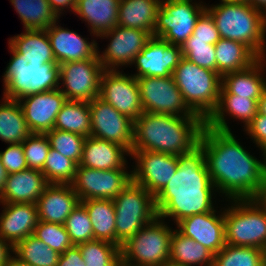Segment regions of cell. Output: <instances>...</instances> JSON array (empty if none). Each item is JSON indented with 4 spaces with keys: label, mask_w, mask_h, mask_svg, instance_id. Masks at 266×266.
<instances>
[{
    "label": "cell",
    "mask_w": 266,
    "mask_h": 266,
    "mask_svg": "<svg viewBox=\"0 0 266 266\" xmlns=\"http://www.w3.org/2000/svg\"><path fill=\"white\" fill-rule=\"evenodd\" d=\"M217 210L189 216L174 226L182 235L192 238L216 255L226 244L224 207L220 206Z\"/></svg>",
    "instance_id": "19"
},
{
    "label": "cell",
    "mask_w": 266,
    "mask_h": 266,
    "mask_svg": "<svg viewBox=\"0 0 266 266\" xmlns=\"http://www.w3.org/2000/svg\"><path fill=\"white\" fill-rule=\"evenodd\" d=\"M152 35L136 28L115 26L100 34L97 39H109L107 48L97 51L98 58L105 70H123L131 66L135 56L145 47Z\"/></svg>",
    "instance_id": "11"
},
{
    "label": "cell",
    "mask_w": 266,
    "mask_h": 266,
    "mask_svg": "<svg viewBox=\"0 0 266 266\" xmlns=\"http://www.w3.org/2000/svg\"><path fill=\"white\" fill-rule=\"evenodd\" d=\"M24 30L47 29L59 18L47 0H10Z\"/></svg>",
    "instance_id": "36"
},
{
    "label": "cell",
    "mask_w": 266,
    "mask_h": 266,
    "mask_svg": "<svg viewBox=\"0 0 266 266\" xmlns=\"http://www.w3.org/2000/svg\"><path fill=\"white\" fill-rule=\"evenodd\" d=\"M128 156L131 154L124 147L90 136L85 139L79 165L98 170L128 169Z\"/></svg>",
    "instance_id": "27"
},
{
    "label": "cell",
    "mask_w": 266,
    "mask_h": 266,
    "mask_svg": "<svg viewBox=\"0 0 266 266\" xmlns=\"http://www.w3.org/2000/svg\"><path fill=\"white\" fill-rule=\"evenodd\" d=\"M249 4L264 14L266 13V0H251Z\"/></svg>",
    "instance_id": "55"
},
{
    "label": "cell",
    "mask_w": 266,
    "mask_h": 266,
    "mask_svg": "<svg viewBox=\"0 0 266 266\" xmlns=\"http://www.w3.org/2000/svg\"><path fill=\"white\" fill-rule=\"evenodd\" d=\"M77 164L50 147L41 172L49 183L72 184L76 175Z\"/></svg>",
    "instance_id": "40"
},
{
    "label": "cell",
    "mask_w": 266,
    "mask_h": 266,
    "mask_svg": "<svg viewBox=\"0 0 266 266\" xmlns=\"http://www.w3.org/2000/svg\"><path fill=\"white\" fill-rule=\"evenodd\" d=\"M130 169L98 170L77 165L71 184L79 200H113L130 182Z\"/></svg>",
    "instance_id": "14"
},
{
    "label": "cell",
    "mask_w": 266,
    "mask_h": 266,
    "mask_svg": "<svg viewBox=\"0 0 266 266\" xmlns=\"http://www.w3.org/2000/svg\"><path fill=\"white\" fill-rule=\"evenodd\" d=\"M257 113L258 100L236 97L234 94H220L218 105L205 121V125L219 131L232 132L229 120L233 118V122L241 121L245 129Z\"/></svg>",
    "instance_id": "24"
},
{
    "label": "cell",
    "mask_w": 266,
    "mask_h": 266,
    "mask_svg": "<svg viewBox=\"0 0 266 266\" xmlns=\"http://www.w3.org/2000/svg\"><path fill=\"white\" fill-rule=\"evenodd\" d=\"M64 226L73 245L94 240V231L89 214L81 203L66 218Z\"/></svg>",
    "instance_id": "42"
},
{
    "label": "cell",
    "mask_w": 266,
    "mask_h": 266,
    "mask_svg": "<svg viewBox=\"0 0 266 266\" xmlns=\"http://www.w3.org/2000/svg\"><path fill=\"white\" fill-rule=\"evenodd\" d=\"M89 108L91 136L118 144L131 154L134 121L99 97L89 102Z\"/></svg>",
    "instance_id": "16"
},
{
    "label": "cell",
    "mask_w": 266,
    "mask_h": 266,
    "mask_svg": "<svg viewBox=\"0 0 266 266\" xmlns=\"http://www.w3.org/2000/svg\"><path fill=\"white\" fill-rule=\"evenodd\" d=\"M5 266H34L24 262H21L17 257L13 254L8 258L7 264Z\"/></svg>",
    "instance_id": "54"
},
{
    "label": "cell",
    "mask_w": 266,
    "mask_h": 266,
    "mask_svg": "<svg viewBox=\"0 0 266 266\" xmlns=\"http://www.w3.org/2000/svg\"><path fill=\"white\" fill-rule=\"evenodd\" d=\"M22 145L28 168L41 171L50 150L46 134L31 133Z\"/></svg>",
    "instance_id": "45"
},
{
    "label": "cell",
    "mask_w": 266,
    "mask_h": 266,
    "mask_svg": "<svg viewBox=\"0 0 266 266\" xmlns=\"http://www.w3.org/2000/svg\"><path fill=\"white\" fill-rule=\"evenodd\" d=\"M243 131L249 136L254 146L261 150L262 156H266V116L257 113Z\"/></svg>",
    "instance_id": "48"
},
{
    "label": "cell",
    "mask_w": 266,
    "mask_h": 266,
    "mask_svg": "<svg viewBox=\"0 0 266 266\" xmlns=\"http://www.w3.org/2000/svg\"><path fill=\"white\" fill-rule=\"evenodd\" d=\"M220 37L247 45L259 58H266L265 14L249 3L219 0L206 4Z\"/></svg>",
    "instance_id": "4"
},
{
    "label": "cell",
    "mask_w": 266,
    "mask_h": 266,
    "mask_svg": "<svg viewBox=\"0 0 266 266\" xmlns=\"http://www.w3.org/2000/svg\"><path fill=\"white\" fill-rule=\"evenodd\" d=\"M238 140L233 132L206 125L199 139L209 176L223 199L221 202L255 199L266 177V156L259 160Z\"/></svg>",
    "instance_id": "1"
},
{
    "label": "cell",
    "mask_w": 266,
    "mask_h": 266,
    "mask_svg": "<svg viewBox=\"0 0 266 266\" xmlns=\"http://www.w3.org/2000/svg\"><path fill=\"white\" fill-rule=\"evenodd\" d=\"M164 266H185V265H180V264H175V263L167 262Z\"/></svg>",
    "instance_id": "59"
},
{
    "label": "cell",
    "mask_w": 266,
    "mask_h": 266,
    "mask_svg": "<svg viewBox=\"0 0 266 266\" xmlns=\"http://www.w3.org/2000/svg\"><path fill=\"white\" fill-rule=\"evenodd\" d=\"M136 80L144 112L179 117L195 115L186 105L172 75L169 77L142 76Z\"/></svg>",
    "instance_id": "12"
},
{
    "label": "cell",
    "mask_w": 266,
    "mask_h": 266,
    "mask_svg": "<svg viewBox=\"0 0 266 266\" xmlns=\"http://www.w3.org/2000/svg\"><path fill=\"white\" fill-rule=\"evenodd\" d=\"M119 2L120 0H77L74 15L85 21L91 37L97 38L117 26Z\"/></svg>",
    "instance_id": "28"
},
{
    "label": "cell",
    "mask_w": 266,
    "mask_h": 266,
    "mask_svg": "<svg viewBox=\"0 0 266 266\" xmlns=\"http://www.w3.org/2000/svg\"><path fill=\"white\" fill-rule=\"evenodd\" d=\"M182 57L199 67L216 71L215 47L202 40H186L181 46Z\"/></svg>",
    "instance_id": "44"
},
{
    "label": "cell",
    "mask_w": 266,
    "mask_h": 266,
    "mask_svg": "<svg viewBox=\"0 0 266 266\" xmlns=\"http://www.w3.org/2000/svg\"><path fill=\"white\" fill-rule=\"evenodd\" d=\"M0 103V140L6 144L23 143L31 131L20 103L5 97Z\"/></svg>",
    "instance_id": "32"
},
{
    "label": "cell",
    "mask_w": 266,
    "mask_h": 266,
    "mask_svg": "<svg viewBox=\"0 0 266 266\" xmlns=\"http://www.w3.org/2000/svg\"><path fill=\"white\" fill-rule=\"evenodd\" d=\"M132 181L156 197L178 169V156L154 151H132Z\"/></svg>",
    "instance_id": "15"
},
{
    "label": "cell",
    "mask_w": 266,
    "mask_h": 266,
    "mask_svg": "<svg viewBox=\"0 0 266 266\" xmlns=\"http://www.w3.org/2000/svg\"><path fill=\"white\" fill-rule=\"evenodd\" d=\"M172 76L188 108L206 121L218 105L222 77L184 57Z\"/></svg>",
    "instance_id": "5"
},
{
    "label": "cell",
    "mask_w": 266,
    "mask_h": 266,
    "mask_svg": "<svg viewBox=\"0 0 266 266\" xmlns=\"http://www.w3.org/2000/svg\"><path fill=\"white\" fill-rule=\"evenodd\" d=\"M49 182L40 170L27 168L7 175L0 192L2 204L37 203Z\"/></svg>",
    "instance_id": "25"
},
{
    "label": "cell",
    "mask_w": 266,
    "mask_h": 266,
    "mask_svg": "<svg viewBox=\"0 0 266 266\" xmlns=\"http://www.w3.org/2000/svg\"><path fill=\"white\" fill-rule=\"evenodd\" d=\"M12 254L21 262L34 266H57L60 254L33 234L18 242Z\"/></svg>",
    "instance_id": "37"
},
{
    "label": "cell",
    "mask_w": 266,
    "mask_h": 266,
    "mask_svg": "<svg viewBox=\"0 0 266 266\" xmlns=\"http://www.w3.org/2000/svg\"><path fill=\"white\" fill-rule=\"evenodd\" d=\"M80 203L89 214L94 239L116 245V215L113 200L88 199Z\"/></svg>",
    "instance_id": "34"
},
{
    "label": "cell",
    "mask_w": 266,
    "mask_h": 266,
    "mask_svg": "<svg viewBox=\"0 0 266 266\" xmlns=\"http://www.w3.org/2000/svg\"><path fill=\"white\" fill-rule=\"evenodd\" d=\"M11 59L2 75L3 97L19 100L24 96L59 88V64H29L8 45Z\"/></svg>",
    "instance_id": "7"
},
{
    "label": "cell",
    "mask_w": 266,
    "mask_h": 266,
    "mask_svg": "<svg viewBox=\"0 0 266 266\" xmlns=\"http://www.w3.org/2000/svg\"><path fill=\"white\" fill-rule=\"evenodd\" d=\"M45 134L51 148L57 150L61 155L73 160L79 165L86 139L85 136L68 131L56 130L54 128Z\"/></svg>",
    "instance_id": "41"
},
{
    "label": "cell",
    "mask_w": 266,
    "mask_h": 266,
    "mask_svg": "<svg viewBox=\"0 0 266 266\" xmlns=\"http://www.w3.org/2000/svg\"><path fill=\"white\" fill-rule=\"evenodd\" d=\"M227 1L242 2V3H250L251 2V0H227Z\"/></svg>",
    "instance_id": "58"
},
{
    "label": "cell",
    "mask_w": 266,
    "mask_h": 266,
    "mask_svg": "<svg viewBox=\"0 0 266 266\" xmlns=\"http://www.w3.org/2000/svg\"><path fill=\"white\" fill-rule=\"evenodd\" d=\"M265 73L266 58H259L246 69L224 74L220 94H234L236 97L259 100L266 90Z\"/></svg>",
    "instance_id": "26"
},
{
    "label": "cell",
    "mask_w": 266,
    "mask_h": 266,
    "mask_svg": "<svg viewBox=\"0 0 266 266\" xmlns=\"http://www.w3.org/2000/svg\"><path fill=\"white\" fill-rule=\"evenodd\" d=\"M0 236L13 248L18 242L33 234L38 224L36 203L1 204Z\"/></svg>",
    "instance_id": "22"
},
{
    "label": "cell",
    "mask_w": 266,
    "mask_h": 266,
    "mask_svg": "<svg viewBox=\"0 0 266 266\" xmlns=\"http://www.w3.org/2000/svg\"><path fill=\"white\" fill-rule=\"evenodd\" d=\"M161 0H120L117 25L147 31L153 36Z\"/></svg>",
    "instance_id": "30"
},
{
    "label": "cell",
    "mask_w": 266,
    "mask_h": 266,
    "mask_svg": "<svg viewBox=\"0 0 266 266\" xmlns=\"http://www.w3.org/2000/svg\"><path fill=\"white\" fill-rule=\"evenodd\" d=\"M116 245H122L158 217L155 197L131 181L114 199Z\"/></svg>",
    "instance_id": "8"
},
{
    "label": "cell",
    "mask_w": 266,
    "mask_h": 266,
    "mask_svg": "<svg viewBox=\"0 0 266 266\" xmlns=\"http://www.w3.org/2000/svg\"><path fill=\"white\" fill-rule=\"evenodd\" d=\"M66 100V96L59 88L20 98L18 102L31 133L45 134L51 131L54 128L56 116Z\"/></svg>",
    "instance_id": "20"
},
{
    "label": "cell",
    "mask_w": 266,
    "mask_h": 266,
    "mask_svg": "<svg viewBox=\"0 0 266 266\" xmlns=\"http://www.w3.org/2000/svg\"><path fill=\"white\" fill-rule=\"evenodd\" d=\"M104 70L99 59L61 63L59 90L67 100L90 102L99 97Z\"/></svg>",
    "instance_id": "13"
},
{
    "label": "cell",
    "mask_w": 266,
    "mask_h": 266,
    "mask_svg": "<svg viewBox=\"0 0 266 266\" xmlns=\"http://www.w3.org/2000/svg\"><path fill=\"white\" fill-rule=\"evenodd\" d=\"M50 4L52 11L56 14V16L60 19L62 14L64 15L66 9L69 12L75 11L76 8V0H47Z\"/></svg>",
    "instance_id": "50"
},
{
    "label": "cell",
    "mask_w": 266,
    "mask_h": 266,
    "mask_svg": "<svg viewBox=\"0 0 266 266\" xmlns=\"http://www.w3.org/2000/svg\"><path fill=\"white\" fill-rule=\"evenodd\" d=\"M255 200L266 210V177Z\"/></svg>",
    "instance_id": "52"
},
{
    "label": "cell",
    "mask_w": 266,
    "mask_h": 266,
    "mask_svg": "<svg viewBox=\"0 0 266 266\" xmlns=\"http://www.w3.org/2000/svg\"><path fill=\"white\" fill-rule=\"evenodd\" d=\"M258 113L266 116V90L258 100Z\"/></svg>",
    "instance_id": "53"
},
{
    "label": "cell",
    "mask_w": 266,
    "mask_h": 266,
    "mask_svg": "<svg viewBox=\"0 0 266 266\" xmlns=\"http://www.w3.org/2000/svg\"><path fill=\"white\" fill-rule=\"evenodd\" d=\"M33 235L59 254H63L73 246L65 226L62 224L38 221Z\"/></svg>",
    "instance_id": "43"
},
{
    "label": "cell",
    "mask_w": 266,
    "mask_h": 266,
    "mask_svg": "<svg viewBox=\"0 0 266 266\" xmlns=\"http://www.w3.org/2000/svg\"><path fill=\"white\" fill-rule=\"evenodd\" d=\"M57 266H86L79 247L73 245L60 254Z\"/></svg>",
    "instance_id": "49"
},
{
    "label": "cell",
    "mask_w": 266,
    "mask_h": 266,
    "mask_svg": "<svg viewBox=\"0 0 266 266\" xmlns=\"http://www.w3.org/2000/svg\"><path fill=\"white\" fill-rule=\"evenodd\" d=\"M169 262L185 266H213L214 254L175 228L171 237Z\"/></svg>",
    "instance_id": "33"
},
{
    "label": "cell",
    "mask_w": 266,
    "mask_h": 266,
    "mask_svg": "<svg viewBox=\"0 0 266 266\" xmlns=\"http://www.w3.org/2000/svg\"><path fill=\"white\" fill-rule=\"evenodd\" d=\"M217 194L207 170L203 148L198 144L178 156L175 175L155 197L158 217L177 224L189 216L210 212L219 208L217 199L214 200Z\"/></svg>",
    "instance_id": "2"
},
{
    "label": "cell",
    "mask_w": 266,
    "mask_h": 266,
    "mask_svg": "<svg viewBox=\"0 0 266 266\" xmlns=\"http://www.w3.org/2000/svg\"><path fill=\"white\" fill-rule=\"evenodd\" d=\"M7 171L5 170L4 166L1 164L0 161V192L2 191L5 181L7 179Z\"/></svg>",
    "instance_id": "56"
},
{
    "label": "cell",
    "mask_w": 266,
    "mask_h": 266,
    "mask_svg": "<svg viewBox=\"0 0 266 266\" xmlns=\"http://www.w3.org/2000/svg\"><path fill=\"white\" fill-rule=\"evenodd\" d=\"M54 129L90 137L91 111L89 102L66 100L56 116Z\"/></svg>",
    "instance_id": "35"
},
{
    "label": "cell",
    "mask_w": 266,
    "mask_h": 266,
    "mask_svg": "<svg viewBox=\"0 0 266 266\" xmlns=\"http://www.w3.org/2000/svg\"><path fill=\"white\" fill-rule=\"evenodd\" d=\"M11 255L12 247L0 236V266H5Z\"/></svg>",
    "instance_id": "51"
},
{
    "label": "cell",
    "mask_w": 266,
    "mask_h": 266,
    "mask_svg": "<svg viewBox=\"0 0 266 266\" xmlns=\"http://www.w3.org/2000/svg\"><path fill=\"white\" fill-rule=\"evenodd\" d=\"M0 161L7 174L20 172L28 168L22 143L7 144V147L0 151Z\"/></svg>",
    "instance_id": "47"
},
{
    "label": "cell",
    "mask_w": 266,
    "mask_h": 266,
    "mask_svg": "<svg viewBox=\"0 0 266 266\" xmlns=\"http://www.w3.org/2000/svg\"><path fill=\"white\" fill-rule=\"evenodd\" d=\"M216 72L224 74L240 71L255 63L259 57L245 44L221 38L215 45Z\"/></svg>",
    "instance_id": "31"
},
{
    "label": "cell",
    "mask_w": 266,
    "mask_h": 266,
    "mask_svg": "<svg viewBox=\"0 0 266 266\" xmlns=\"http://www.w3.org/2000/svg\"><path fill=\"white\" fill-rule=\"evenodd\" d=\"M225 243L266 250V210L255 199L226 200Z\"/></svg>",
    "instance_id": "6"
},
{
    "label": "cell",
    "mask_w": 266,
    "mask_h": 266,
    "mask_svg": "<svg viewBox=\"0 0 266 266\" xmlns=\"http://www.w3.org/2000/svg\"><path fill=\"white\" fill-rule=\"evenodd\" d=\"M221 39L215 20L205 10L196 21L193 34L187 40L207 41V44L215 45Z\"/></svg>",
    "instance_id": "46"
},
{
    "label": "cell",
    "mask_w": 266,
    "mask_h": 266,
    "mask_svg": "<svg viewBox=\"0 0 266 266\" xmlns=\"http://www.w3.org/2000/svg\"><path fill=\"white\" fill-rule=\"evenodd\" d=\"M130 74L123 70H104L100 80L99 98L135 121L144 111L137 80Z\"/></svg>",
    "instance_id": "17"
},
{
    "label": "cell",
    "mask_w": 266,
    "mask_h": 266,
    "mask_svg": "<svg viewBox=\"0 0 266 266\" xmlns=\"http://www.w3.org/2000/svg\"><path fill=\"white\" fill-rule=\"evenodd\" d=\"M114 266H135V265L129 264L125 262L122 258H120L119 261Z\"/></svg>",
    "instance_id": "57"
},
{
    "label": "cell",
    "mask_w": 266,
    "mask_h": 266,
    "mask_svg": "<svg viewBox=\"0 0 266 266\" xmlns=\"http://www.w3.org/2000/svg\"><path fill=\"white\" fill-rule=\"evenodd\" d=\"M77 246L86 266H114L121 258V247L107 241L94 239Z\"/></svg>",
    "instance_id": "39"
},
{
    "label": "cell",
    "mask_w": 266,
    "mask_h": 266,
    "mask_svg": "<svg viewBox=\"0 0 266 266\" xmlns=\"http://www.w3.org/2000/svg\"><path fill=\"white\" fill-rule=\"evenodd\" d=\"M205 10L206 3L200 0H161L153 37L182 46Z\"/></svg>",
    "instance_id": "10"
},
{
    "label": "cell",
    "mask_w": 266,
    "mask_h": 266,
    "mask_svg": "<svg viewBox=\"0 0 266 266\" xmlns=\"http://www.w3.org/2000/svg\"><path fill=\"white\" fill-rule=\"evenodd\" d=\"M157 217L121 247V258L135 266H164L170 261L171 237L175 230Z\"/></svg>",
    "instance_id": "9"
},
{
    "label": "cell",
    "mask_w": 266,
    "mask_h": 266,
    "mask_svg": "<svg viewBox=\"0 0 266 266\" xmlns=\"http://www.w3.org/2000/svg\"><path fill=\"white\" fill-rule=\"evenodd\" d=\"M79 203L72 185L49 183L36 203L39 221L64 225Z\"/></svg>",
    "instance_id": "23"
},
{
    "label": "cell",
    "mask_w": 266,
    "mask_h": 266,
    "mask_svg": "<svg viewBox=\"0 0 266 266\" xmlns=\"http://www.w3.org/2000/svg\"><path fill=\"white\" fill-rule=\"evenodd\" d=\"M60 21L57 20L46 29L57 64L99 59L97 55L99 44L95 38L89 41L90 38H84L73 29L59 25Z\"/></svg>",
    "instance_id": "21"
},
{
    "label": "cell",
    "mask_w": 266,
    "mask_h": 266,
    "mask_svg": "<svg viewBox=\"0 0 266 266\" xmlns=\"http://www.w3.org/2000/svg\"><path fill=\"white\" fill-rule=\"evenodd\" d=\"M213 266H266L265 251L255 247H225L214 255Z\"/></svg>",
    "instance_id": "38"
},
{
    "label": "cell",
    "mask_w": 266,
    "mask_h": 266,
    "mask_svg": "<svg viewBox=\"0 0 266 266\" xmlns=\"http://www.w3.org/2000/svg\"><path fill=\"white\" fill-rule=\"evenodd\" d=\"M181 58V46L152 36L142 51L135 56L131 67L134 65L133 67L137 70L131 75L135 78L169 77Z\"/></svg>",
    "instance_id": "18"
},
{
    "label": "cell",
    "mask_w": 266,
    "mask_h": 266,
    "mask_svg": "<svg viewBox=\"0 0 266 266\" xmlns=\"http://www.w3.org/2000/svg\"><path fill=\"white\" fill-rule=\"evenodd\" d=\"M8 45L31 65L57 63L46 29L24 30L8 38Z\"/></svg>",
    "instance_id": "29"
},
{
    "label": "cell",
    "mask_w": 266,
    "mask_h": 266,
    "mask_svg": "<svg viewBox=\"0 0 266 266\" xmlns=\"http://www.w3.org/2000/svg\"><path fill=\"white\" fill-rule=\"evenodd\" d=\"M205 121L198 115L143 112L134 121L132 151L181 155L199 144Z\"/></svg>",
    "instance_id": "3"
}]
</instances>
